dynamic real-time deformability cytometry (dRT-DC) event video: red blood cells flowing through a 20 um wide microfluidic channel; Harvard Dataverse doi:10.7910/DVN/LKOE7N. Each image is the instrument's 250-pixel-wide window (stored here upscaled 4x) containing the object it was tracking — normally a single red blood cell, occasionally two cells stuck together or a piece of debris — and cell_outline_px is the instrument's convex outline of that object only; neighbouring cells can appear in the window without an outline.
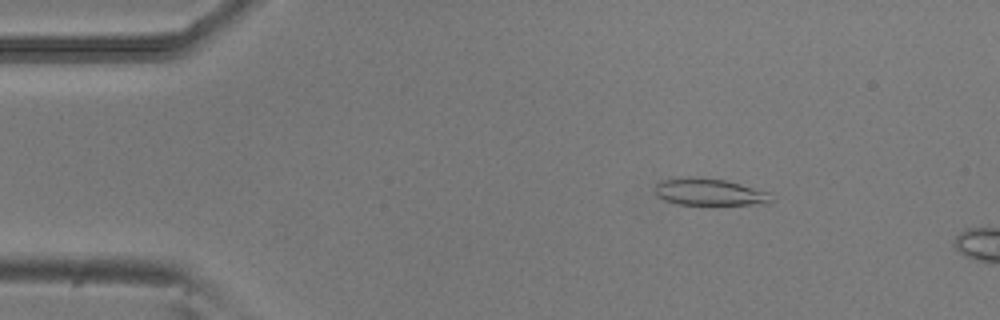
{"species": "common noctule bat (a hibernating species)", "species_latin": "Nyctalus noctula", "temperature_condition": "room temperature", "stored_images_in_passage": 4, "camera_frame_rate_fps": 3000, "um_per_image_px": 0.085, "animal": {"sex": "male", "body_mass_g": 20.5, "forearm_length_mm": 52.5}, "frame": {"image": 1, "passage_image": 3, "time_ms": 0.667, "image_size_px": [1000, 320], "cell_outline_px": [[772, 200], [764, 204], [712, 208], [676, 204], [664, 200], [656, 196], [656, 184], [664, 180], [688, 176], [724, 180], [772, 192]], "centroid_in_image_um": [60.36, 16.39], "position_along_channel_um": 24.6, "area_um2": 19.42}}